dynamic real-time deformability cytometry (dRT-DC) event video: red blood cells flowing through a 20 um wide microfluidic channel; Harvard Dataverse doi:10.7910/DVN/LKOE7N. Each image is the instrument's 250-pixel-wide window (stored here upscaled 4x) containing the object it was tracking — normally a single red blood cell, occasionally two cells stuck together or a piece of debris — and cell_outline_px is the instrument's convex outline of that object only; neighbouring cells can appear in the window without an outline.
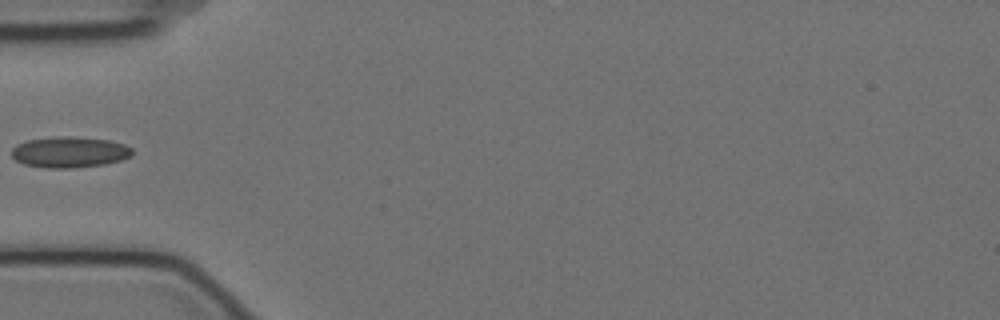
{"species": "Egyptian fruit bat (a non-hibernating species)", "species_latin": "Rousettus aegyptiacus", "temperature_condition": "cold", "stored_images_in_passage": 6, "camera_frame_rate_fps": 3000, "um_per_image_px": 0.085, "animal": {"sex": "female"}, "frame": {"image": 1, "passage_image": 5, "time_ms": 1.333, "image_size_px": [1000, 320], "cell_outline_px": [[132, 156], [120, 160], [104, 164], [72, 168], [44, 168], [24, 164], [16, 160], [12, 156], [12, 148], [16, 144], [28, 140], [108, 140], [124, 144], [132, 148]], "centroid_in_image_um": [5.91, 13.01], "position_along_channel_um": 79.1, "area_um2": 20.4}}
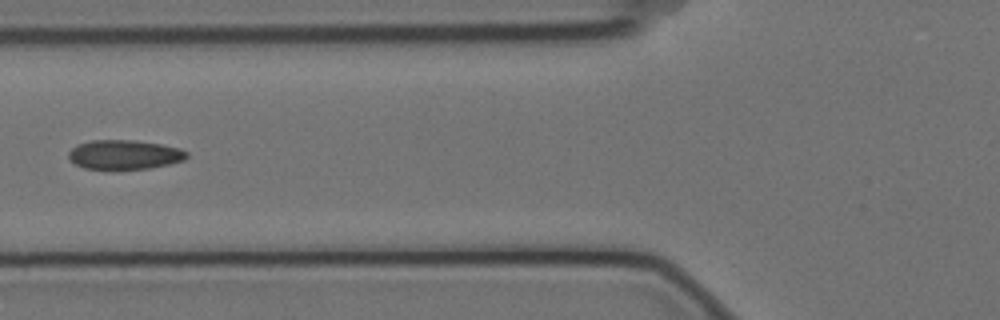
{"frame": {"image": 2, "passage_image": 6, "time_ms": 1.667, "image_size_px": [1000, 320], "cell_outline_px": [[188, 156], [184, 160], [168, 164], [148, 168], [112, 172], [84, 168], [76, 164], [68, 156], [68, 152], [76, 144], [92, 140], [136, 140], [160, 144], [180, 148], [188, 152]], "centroid_in_image_um": [10.55, 13.17], "position_along_channel_um": 115.3, "area_um2": 20.87}}